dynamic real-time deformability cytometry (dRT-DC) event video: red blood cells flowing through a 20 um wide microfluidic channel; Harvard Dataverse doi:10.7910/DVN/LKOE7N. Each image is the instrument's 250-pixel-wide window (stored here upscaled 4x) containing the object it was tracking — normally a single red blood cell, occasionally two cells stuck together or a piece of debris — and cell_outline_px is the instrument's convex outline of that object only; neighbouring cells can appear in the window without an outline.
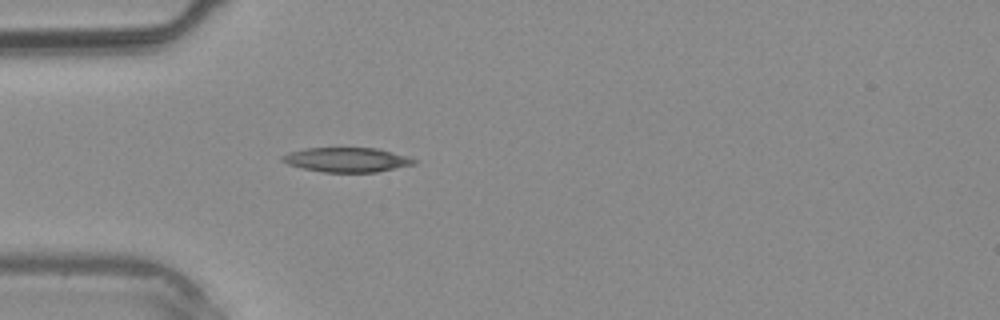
{"species": "common noctule bat (a hibernating species)", "species_latin": "Nyctalus noctula", "temperature_condition": "warm", "stored_images_in_passage": 2, "camera_frame_rate_fps": 3000, "um_per_image_px": 0.085, "animal": {"sex": "male", "body_mass_g": 20.4}, "frame": {"image": 1, "passage_image": 2, "time_ms": 2.0, "image_size_px": [1000, 320], "cell_outline_px": [[416, 164], [376, 172], [324, 172], [304, 168], [288, 164], [280, 160], [280, 156], [288, 152], [304, 148], [376, 148], [408, 156], [416, 160]], "centroid_in_image_um": [29.46, 13.57], "position_along_channel_um": 55.5, "area_um2": 18.79}}